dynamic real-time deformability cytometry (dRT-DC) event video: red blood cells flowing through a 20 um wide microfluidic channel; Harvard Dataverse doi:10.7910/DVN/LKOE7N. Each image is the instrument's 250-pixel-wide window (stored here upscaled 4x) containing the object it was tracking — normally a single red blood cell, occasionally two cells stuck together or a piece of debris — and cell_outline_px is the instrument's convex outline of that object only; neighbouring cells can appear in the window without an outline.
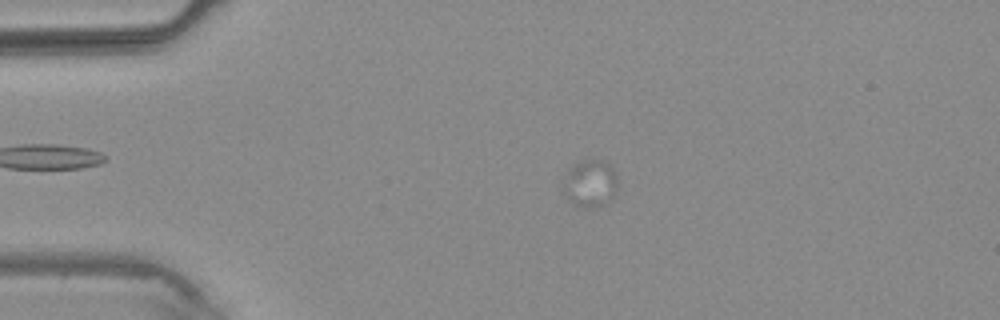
{"species": "common noctule bat (a hibernating species)", "species_latin": "Nyctalus noctula", "temperature_condition": "warm", "stored_images_in_passage": 4, "camera_frame_rate_fps": 3000, "um_per_image_px": 0.085, "animal": {"sex": "male", "body_mass_g": 20.4}, "frame": {"image": 1, "passage_image": 2, "time_ms": 1.333, "image_size_px": [1000, 320], "cell_outline_px": [[616, 188], [612, 196], [608, 200], [592, 208], [584, 208], [572, 204], [560, 192], [568, 172], [580, 160], [604, 160], [612, 168], [616, 176]], "centroid_in_image_um": [50.11, 15.61], "position_along_channel_um": 34.9, "area_um2": 14.8}}
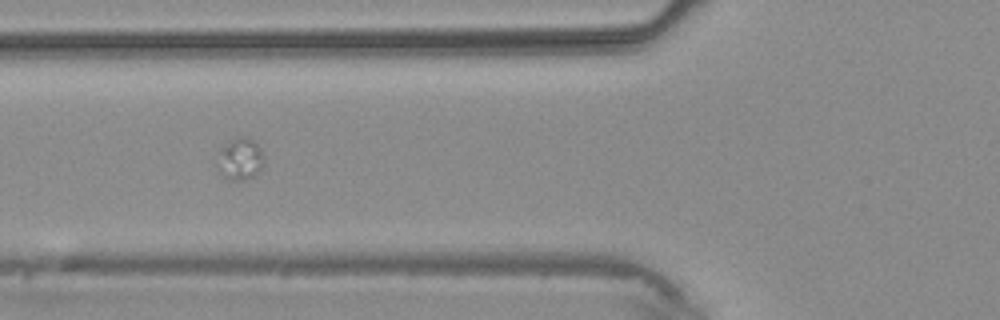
{"frame": {"image": 2, "passage_image": 4, "time_ms": 3.667, "image_size_px": [1000, 320], "cell_outline_px": [[264, 164], [252, 176], [244, 180], [228, 180], [212, 164], [212, 160], [236, 136], [248, 136], [260, 148], [264, 156]], "centroid_in_image_um": [20.35, 13.52], "position_along_channel_um": 105.4, "area_um2": 11.56}}